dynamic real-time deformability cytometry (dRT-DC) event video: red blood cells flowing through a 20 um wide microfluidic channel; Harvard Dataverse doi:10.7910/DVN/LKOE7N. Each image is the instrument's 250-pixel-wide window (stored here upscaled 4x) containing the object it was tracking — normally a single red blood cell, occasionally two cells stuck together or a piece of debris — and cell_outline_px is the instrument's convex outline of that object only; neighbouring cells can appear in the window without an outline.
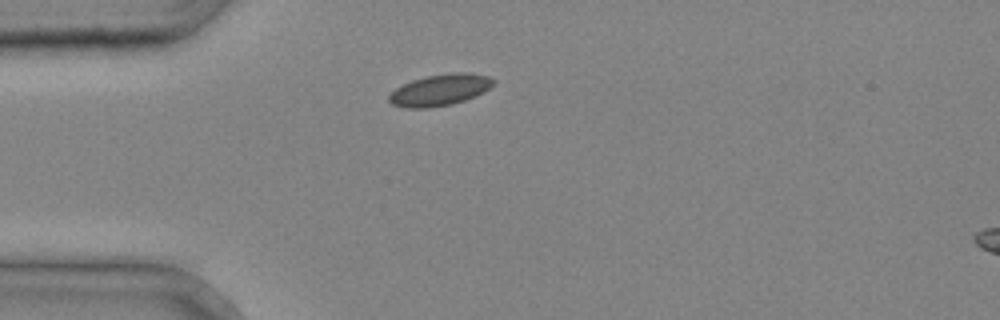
{"species": "common noctule bat (a hibernating species)", "species_latin": "Nyctalus noctula", "temperature_condition": "cold", "stored_images_in_passage": 3, "camera_frame_rate_fps": 3000, "um_per_image_px": 0.085, "animal": {"sex": "male", "body_mass_g": 20.4}, "frame": {"image": 1, "passage_image": 3, "time_ms": 0.667, "image_size_px": [1000, 320], "cell_outline_px": [[496, 80], [484, 92], [476, 96], [452, 104], [428, 108], [408, 108], [392, 104], [388, 100], [388, 96], [396, 88], [412, 80], [424, 76], [452, 72], [464, 72], [488, 76]], "centroid_in_image_um": [37.39, 7.64], "position_along_channel_um": 47.6, "area_um2": 19.07}}